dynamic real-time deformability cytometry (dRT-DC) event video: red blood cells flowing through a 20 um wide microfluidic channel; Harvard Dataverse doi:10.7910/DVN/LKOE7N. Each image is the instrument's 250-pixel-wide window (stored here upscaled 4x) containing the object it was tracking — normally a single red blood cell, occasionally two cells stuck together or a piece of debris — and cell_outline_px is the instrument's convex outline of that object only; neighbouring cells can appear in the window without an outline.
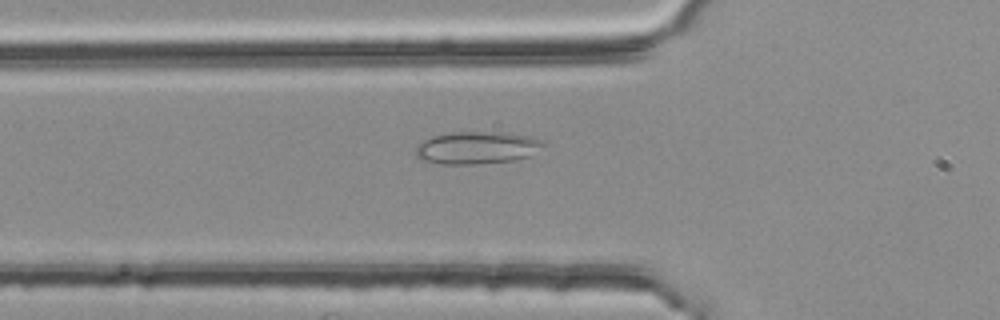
{"species": "common noctule bat (a hibernating species)", "species_latin": "Nyctalus noctula", "temperature_condition": "room temperature", "stored_images_in_passage": 38, "camera_frame_rate_fps": 3000, "um_per_image_px": 0.085, "animal": {"sex": "female", "body_mass_g": 25.1}, "frame": {"image": 1, "passage_image": 8, "time_ms": 2.333, "image_size_px": [1000, 320], "cell_outline_px": [[544, 144], [528, 156], [516, 160], [480, 164], [440, 164], [420, 160], [416, 156], [416, 148], [424, 140], [432, 136], [452, 132], [504, 132], [528, 136], [540, 140]], "centroid_in_image_um": [40.48, 12.56], "position_along_channel_um": 85.3, "area_um2": 23.99}}
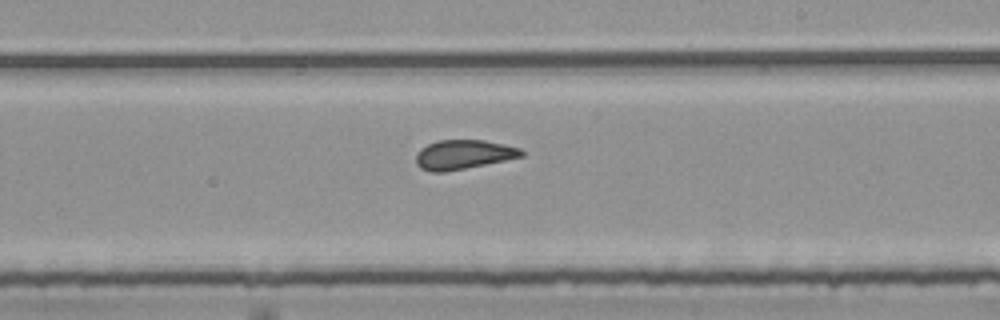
{"frame": {"image": 2, "passage_image": 21, "time_ms": 6.667, "image_size_px": [1000, 320], "cell_outline_px": [[528, 152], [524, 156], [444, 172], [432, 172], [420, 168], [416, 164], [416, 156], [420, 148], [436, 140], [484, 140], [504, 144], [520, 148]], "centroid_in_image_um": [39.4, 13.12], "position_along_channel_um": 249.6, "area_um2": 18.03}}
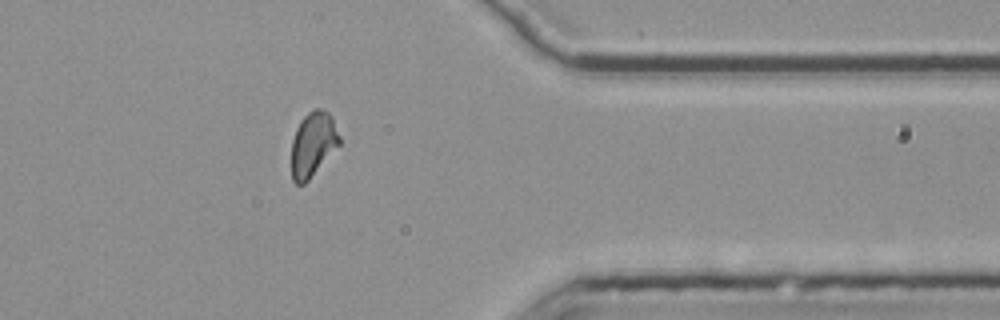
{"frame": {"image": 3, "passage_image": 33, "time_ms": 10.667, "image_size_px": [1000, 320], "cell_outline_px": [[340, 144], [308, 180], [304, 184], [296, 184], [292, 180], [292, 140], [296, 128], [300, 120], [312, 108], [324, 108], [332, 116], [340, 136]], "centroid_in_image_um": [26.61, 12.22], "position_along_channel_um": 384.8, "area_um2": 18.15}, "authors_computed_cell_mechanics": {"area_um2": 18.6694, "velocity_mm_per_s": 3.7782, "shape_relaxation_time_tau1_ms": null, "shape_relaxation_time_tau2_ms": 1.5371, "deformation_change_tau1": null, "deformation_change_tau2": 0.0974}}